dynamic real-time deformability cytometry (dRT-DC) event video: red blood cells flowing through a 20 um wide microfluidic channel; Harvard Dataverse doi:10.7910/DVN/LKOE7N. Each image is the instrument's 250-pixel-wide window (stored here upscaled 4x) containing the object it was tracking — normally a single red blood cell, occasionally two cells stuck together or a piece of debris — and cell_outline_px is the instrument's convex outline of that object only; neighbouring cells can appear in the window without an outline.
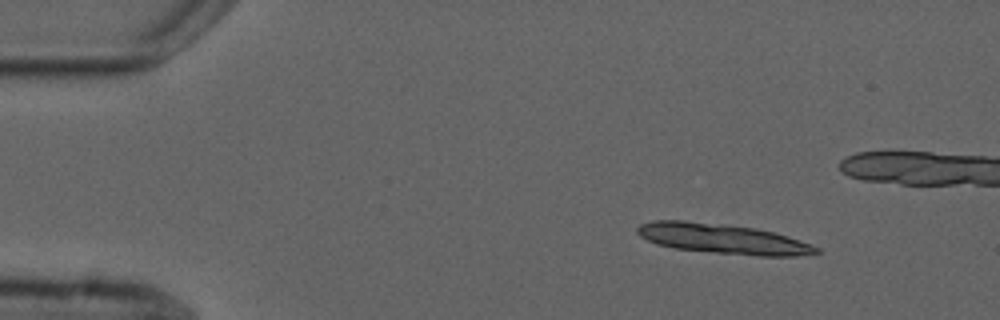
{"species": "common noctule bat (a hibernating species)", "species_latin": "Nyctalus noctula", "temperature_condition": "cold", "stored_images_in_passage": 10, "segment_of_instrument_passage": [1, 2], "camera_frame_rate_fps": 3000, "um_per_image_px": 0.085, "animal": {"sex": "male", "forearm_length_mm": 52.5}, "frame": {"image": 1, "passage_image": 1, "time_ms": 0.0, "image_size_px": [1000, 320], "cell_outline_px": [[820, 252], [796, 256], [756, 256], [676, 248], [656, 244], [640, 236], [636, 232], [636, 228], [640, 224], [652, 220], [684, 220], [756, 228], [788, 236], [820, 248]], "centroid_in_image_um": [61.41, 20.29], "position_along_channel_um": 23.6, "area_um2": 30.98}}